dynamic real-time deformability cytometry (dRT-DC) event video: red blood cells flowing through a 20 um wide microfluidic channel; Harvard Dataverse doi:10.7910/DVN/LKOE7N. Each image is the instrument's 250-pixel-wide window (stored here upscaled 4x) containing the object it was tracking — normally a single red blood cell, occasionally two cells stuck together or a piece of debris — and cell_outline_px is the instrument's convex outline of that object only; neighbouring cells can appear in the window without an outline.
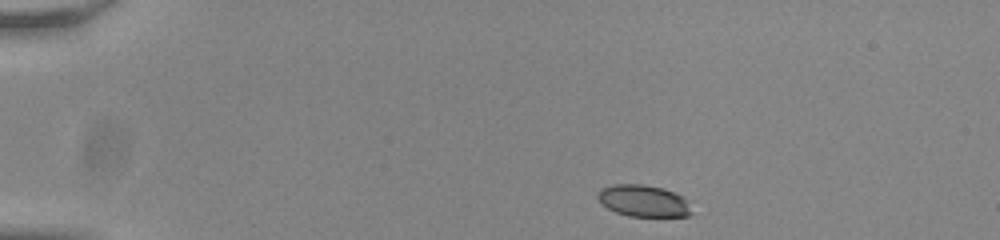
{"species": "common noctule bat (a hibernating species)", "species_latin": "Nyctalus noctula", "temperature_condition": "room temperature", "stored_images_in_passage": 46, "camera_frame_rate_fps": 3000, "um_per_image_px": 0.085, "animal": {"sex": "male", "body_mass_g": 20.0, "forearm_length_mm": 53.3}, "frame": {"image": 1, "passage_image": 1, "time_ms": 0.0, "image_size_px": [1000, 240], "cell_outline_px": [[692, 216], [628, 216], [616, 212], [600, 204], [596, 196], [596, 192], [600, 188], [612, 184], [644, 184], [664, 188], [684, 196], [688, 200], [692, 212]], "centroid_in_image_um": [54.68, 17.06], "position_along_channel_um": 30.3, "area_um2": 17.8}}
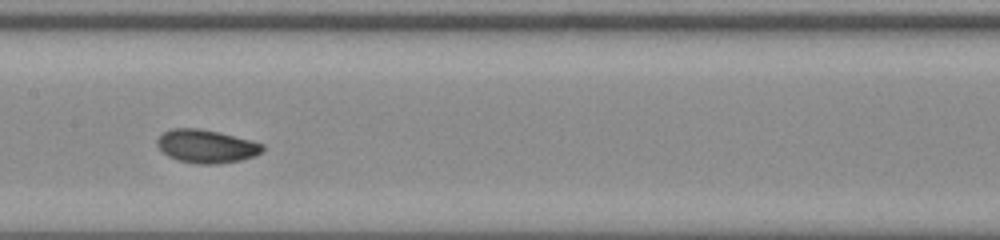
{"frame": {"image": 2, "passage_image": 20, "time_ms": 6.333, "image_size_px": [1000, 240], "cell_outline_px": [[264, 148], [256, 156], [240, 160], [216, 164], [196, 164], [176, 160], [168, 156], [156, 144], [156, 140], [164, 132], [172, 128], [196, 128], [220, 132], [252, 140], [264, 144]], "centroid_in_image_um": [17.55, 12.43], "position_along_channel_um": 189.9, "area_um2": 20.52}}
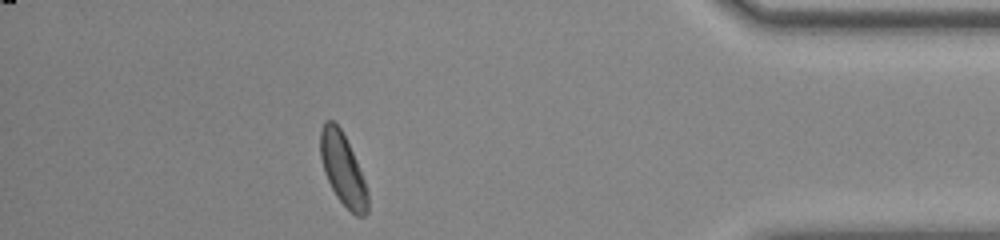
{"frame": {"image": 3, "passage_image": 40, "time_ms": 13.0, "image_size_px": [1000, 240], "cell_outline_px": [[368, 212], [364, 216], [356, 216], [336, 196], [324, 172], [320, 156], [320, 128], [324, 120], [332, 120], [340, 128], [356, 160], [364, 180], [368, 192]], "centroid_in_image_um": [29.13, 14.38], "position_along_channel_um": 406.1, "area_um2": 19.59}, "authors_computed_cell_mechanics": {"area_um2": 19.5942, "velocity_mm_per_s": 3.7991, "shape_relaxation_time_tau1_ms": 2.4525, "shape_relaxation_time_tau2_ms": 6.8269, "deformation_change_tau1": 0.1059, "deformation_change_tau2": 0.1095}}